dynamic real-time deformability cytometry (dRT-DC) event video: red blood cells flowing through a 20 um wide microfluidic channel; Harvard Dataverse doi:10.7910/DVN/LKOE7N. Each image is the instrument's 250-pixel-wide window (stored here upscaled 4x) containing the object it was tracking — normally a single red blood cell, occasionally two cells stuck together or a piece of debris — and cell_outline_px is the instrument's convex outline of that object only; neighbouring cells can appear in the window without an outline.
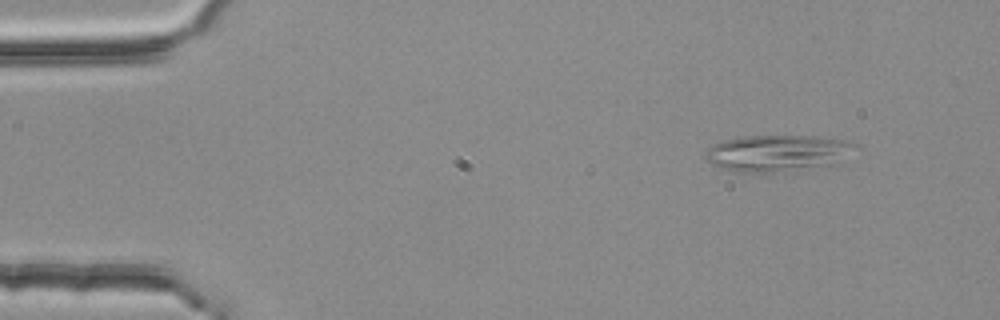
{"species": "common noctule bat (a hibernating species)", "species_latin": "Nyctalus noctula", "temperature_condition": "room temperature", "stored_images_in_passage": 2, "camera_frame_rate_fps": 3000, "um_per_image_px": 0.085, "animal": {"sex": "female", "body_mass_g": 25.1}, "frame": {"image": 1, "passage_image": 1, "time_ms": 0.0, "image_size_px": [1000, 320], "cell_outline_px": [[860, 148], [832, 164], [764, 172], [736, 172], [720, 168], [712, 164], [708, 160], [708, 148], [712, 144], [724, 140], [744, 136], [812, 136], [844, 140], [856, 144]], "centroid_in_image_um": [66.08, 12.99], "position_along_channel_um": 18.9, "area_um2": 31.1}}